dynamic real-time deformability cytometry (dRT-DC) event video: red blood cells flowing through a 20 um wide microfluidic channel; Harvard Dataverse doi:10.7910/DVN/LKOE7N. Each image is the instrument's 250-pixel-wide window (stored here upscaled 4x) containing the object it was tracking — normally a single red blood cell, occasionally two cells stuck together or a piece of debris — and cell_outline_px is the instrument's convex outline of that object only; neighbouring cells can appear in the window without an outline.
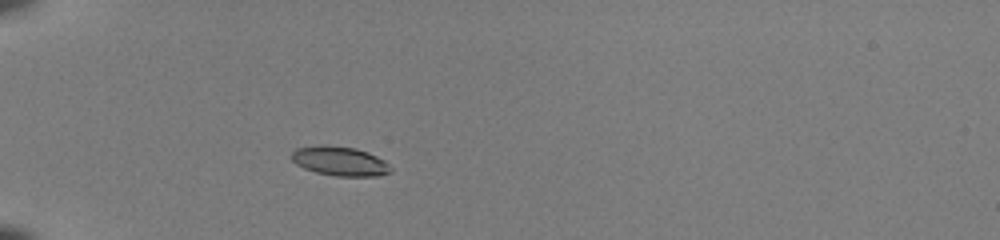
{"species": "common noctule bat (a hibernating species)", "species_latin": "Nyctalus noctula", "temperature_condition": "room temperature", "stored_images_in_passage": 35, "camera_frame_rate_fps": 3000, "um_per_image_px": 0.085, "animal": {"sex": "female", "body_mass_g": 22.0, "forearm_length_mm": 56.7}, "frame": {"image": 1, "passage_image": 1, "time_ms": 0.0, "image_size_px": [1000, 240], "cell_outline_px": [[392, 172], [380, 176], [336, 176], [316, 172], [304, 168], [296, 164], [292, 160], [292, 152], [296, 148], [320, 144], [324, 144], [356, 148], [368, 152], [384, 160], [392, 168]], "centroid_in_image_um": [28.9, 13.69], "position_along_channel_um": 56.1, "area_um2": 17.11}}
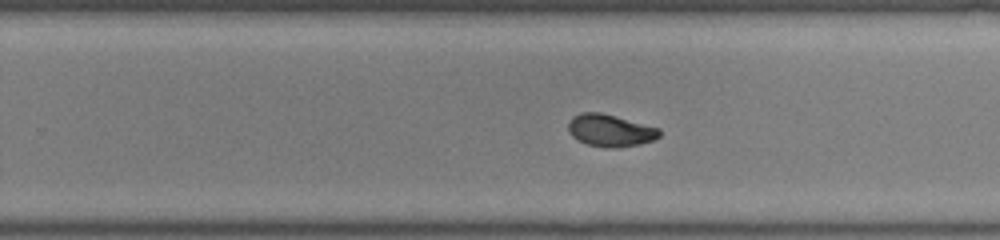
{"frame": {"image": 2, "passage_image": 19, "time_ms": 6.0, "image_size_px": [1000, 240], "cell_outline_px": [[660, 136], [652, 140], [640, 144], [616, 148], [604, 148], [588, 144], [576, 140], [568, 132], [568, 124], [572, 116], [580, 112], [600, 112], [616, 116], [660, 128]], "centroid_in_image_um": [51.84, 11.09], "position_along_channel_um": 278.0, "area_um2": 17.28}}
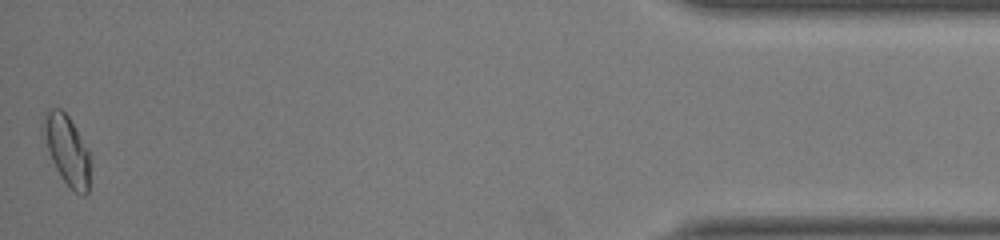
{"frame": {"image": 3, "passage_image": 35, "time_ms": 11.333, "image_size_px": [1000, 240], "cell_outline_px": [[88, 192], [84, 196], [76, 192], [60, 176], [52, 160], [40, 132], [44, 112], [48, 108], [60, 108], [68, 116], [88, 148]], "centroid_in_image_um": [5.63, 12.67], "position_along_channel_um": 429.6, "area_um2": 18.84}, "authors_computed_cell_mechanics": {"area_um2": 17.2822, "velocity_mm_per_s": 4.0776, "shape_relaxation_time_tau1_ms": 3.7141, "shape_relaxation_time_tau2_ms": 1.7363, "deformation_change_tau1": 0.1114, "deformation_change_tau2": 0.058}}